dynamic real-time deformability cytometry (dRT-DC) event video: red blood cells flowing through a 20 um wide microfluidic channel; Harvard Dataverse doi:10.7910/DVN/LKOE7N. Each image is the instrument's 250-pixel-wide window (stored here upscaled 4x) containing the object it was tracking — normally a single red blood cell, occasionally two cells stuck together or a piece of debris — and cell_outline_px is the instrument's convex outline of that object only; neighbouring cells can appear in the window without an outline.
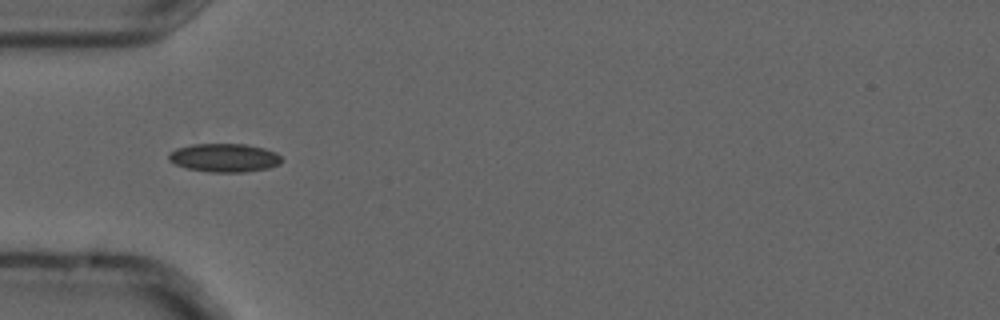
{"species": "common noctule bat (a hibernating species)", "species_latin": "Nyctalus noctula", "temperature_condition": "cold", "stored_images_in_passage": 9, "camera_frame_rate_fps": 3000, "um_per_image_px": 0.085, "animal": {"sex": "male", "forearm_length_mm": 52.5}, "frame": {"image": 1, "passage_image": 3, "time_ms": 0.667, "image_size_px": [1000, 320], "cell_outline_px": [[284, 160], [280, 164], [268, 168], [244, 172], [212, 172], [184, 168], [168, 160], [168, 152], [176, 148], [192, 144], [244, 144], [264, 148], [276, 152]], "centroid_in_image_um": [19.06, 13.41], "position_along_channel_um": 65.9, "area_um2": 18.9}}
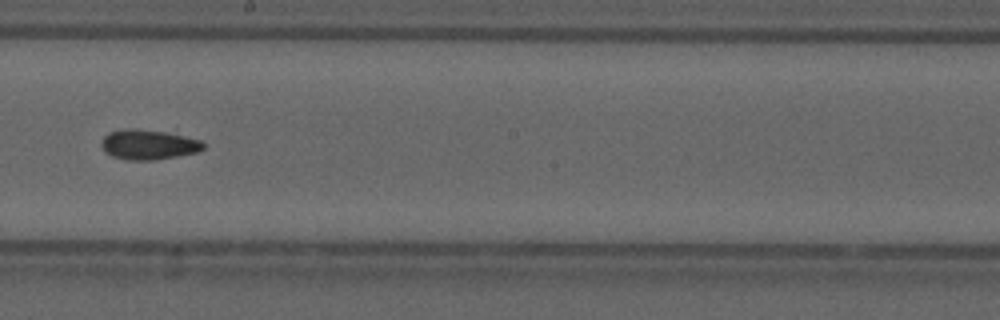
{"frame": {"image": 2, "passage_image": 7, "time_ms": 2.0, "image_size_px": [1000, 320], "cell_outline_px": [[204, 148], [196, 152], [156, 160], [128, 160], [112, 156], [104, 152], [100, 144], [104, 136], [108, 132], [124, 128], [132, 128], [164, 132], [184, 136], [200, 140], [204, 144]], "centroid_in_image_um": [12.56, 12.29], "position_along_channel_um": 235.6, "area_um2": 17.74}}
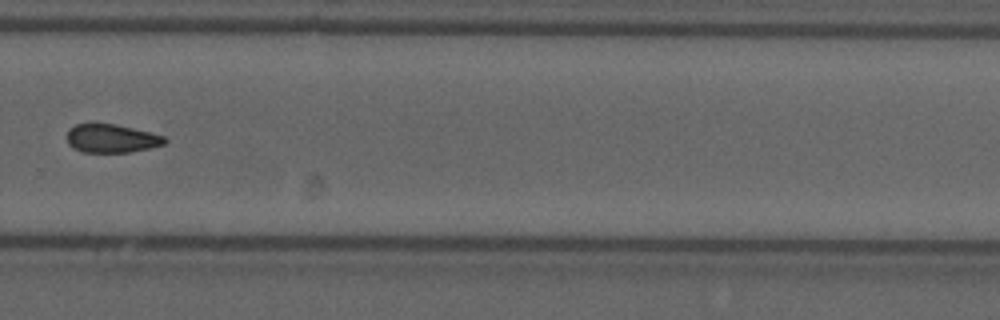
{"frame": {"image": 3, "passage_image": 9, "time_ms": 2.667, "image_size_px": [1000, 320], "cell_outline_px": [[168, 140], [164, 144], [152, 148], [128, 152], [80, 152], [72, 148], [68, 144], [68, 128], [76, 124], [88, 120], [92, 120], [116, 124], [152, 132], [164, 136]], "centroid_in_image_um": [9.44, 11.72], "position_along_channel_um": 320.4, "area_um2": 16.99}}